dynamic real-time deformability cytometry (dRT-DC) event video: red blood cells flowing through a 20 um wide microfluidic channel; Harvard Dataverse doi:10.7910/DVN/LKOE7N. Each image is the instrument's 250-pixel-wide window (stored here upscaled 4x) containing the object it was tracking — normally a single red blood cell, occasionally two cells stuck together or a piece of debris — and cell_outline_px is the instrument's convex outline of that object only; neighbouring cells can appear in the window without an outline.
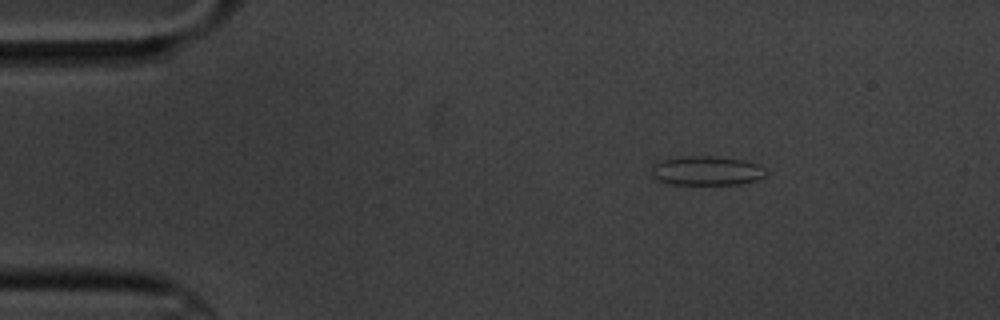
{"species": "common noctule bat (a hibernating species)", "species_latin": "Nyctalus noctula", "temperature_condition": "cold", "stored_images_in_passage": 3, "camera_frame_rate_fps": 3000, "um_per_image_px": 0.085, "animal": {"sex": "male", "body_mass_g": 20.1, "forearm_length_mm": 53.5}, "frame": {"image": 1, "passage_image": 1, "time_ms": 0.0, "image_size_px": [1000, 320], "cell_outline_px": [[768, 172], [764, 176], [756, 180], [740, 184], [668, 184], [652, 176], [652, 164], [664, 160], [688, 156], [712, 156], [744, 160], [760, 164]], "centroid_in_image_um": [60.1, 14.51], "position_along_channel_um": 24.9, "area_um2": 19.42}}